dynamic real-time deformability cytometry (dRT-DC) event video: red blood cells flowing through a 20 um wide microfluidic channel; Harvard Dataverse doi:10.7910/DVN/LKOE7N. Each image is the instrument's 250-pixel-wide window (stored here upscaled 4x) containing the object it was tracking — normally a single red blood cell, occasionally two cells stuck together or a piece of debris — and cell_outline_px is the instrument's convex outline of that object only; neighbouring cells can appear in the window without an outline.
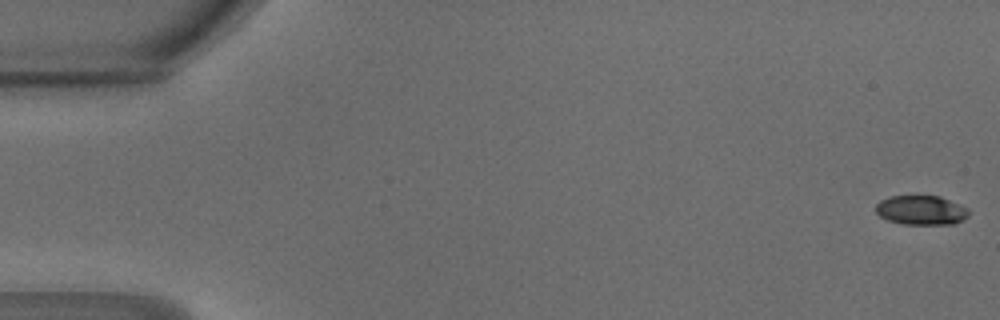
{"species": "common noctule bat (a hibernating species)", "species_latin": "Nyctalus noctula", "temperature_condition": "warm", "stored_images_in_passage": 6, "camera_frame_rate_fps": 3000, "um_per_image_px": 0.085, "animal": {"sex": "male", "body_mass_g": 18.8}, "frame": {"image": 1, "passage_image": 1, "time_ms": 0.0, "image_size_px": [1000, 320], "cell_outline_px": [[968, 216], [952, 224], [904, 224], [888, 220], [880, 216], [876, 212], [876, 204], [880, 200], [892, 196], [940, 196], [968, 208]], "centroid_in_image_um": [78.28, 17.86], "position_along_channel_um": 6.7, "area_um2": 15.72}}